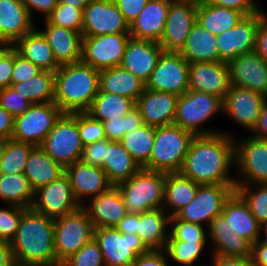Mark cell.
I'll return each instance as SVG.
<instances>
[{"label": "cell", "mask_w": 267, "mask_h": 266, "mask_svg": "<svg viewBox=\"0 0 267 266\" xmlns=\"http://www.w3.org/2000/svg\"><path fill=\"white\" fill-rule=\"evenodd\" d=\"M235 164L234 137L228 132L195 136L181 170L182 175L199 184H236L229 169Z\"/></svg>", "instance_id": "cell-1"}, {"label": "cell", "mask_w": 267, "mask_h": 266, "mask_svg": "<svg viewBox=\"0 0 267 266\" xmlns=\"http://www.w3.org/2000/svg\"><path fill=\"white\" fill-rule=\"evenodd\" d=\"M10 243L15 262L56 266L54 219L32 208L25 209Z\"/></svg>", "instance_id": "cell-2"}, {"label": "cell", "mask_w": 267, "mask_h": 266, "mask_svg": "<svg viewBox=\"0 0 267 266\" xmlns=\"http://www.w3.org/2000/svg\"><path fill=\"white\" fill-rule=\"evenodd\" d=\"M100 71L79 61L55 71L54 103L63 113L86 112L98 94Z\"/></svg>", "instance_id": "cell-3"}, {"label": "cell", "mask_w": 267, "mask_h": 266, "mask_svg": "<svg viewBox=\"0 0 267 266\" xmlns=\"http://www.w3.org/2000/svg\"><path fill=\"white\" fill-rule=\"evenodd\" d=\"M194 137L193 133L175 124L156 127L150 161L143 169L163 173L179 172Z\"/></svg>", "instance_id": "cell-4"}, {"label": "cell", "mask_w": 267, "mask_h": 266, "mask_svg": "<svg viewBox=\"0 0 267 266\" xmlns=\"http://www.w3.org/2000/svg\"><path fill=\"white\" fill-rule=\"evenodd\" d=\"M166 173L141 168L130 179L118 183L127 212L143 213L162 208Z\"/></svg>", "instance_id": "cell-5"}, {"label": "cell", "mask_w": 267, "mask_h": 266, "mask_svg": "<svg viewBox=\"0 0 267 266\" xmlns=\"http://www.w3.org/2000/svg\"><path fill=\"white\" fill-rule=\"evenodd\" d=\"M219 112H223V100L205 92L188 89L178 97L175 125L190 131L195 136L221 133L218 130H207L203 124Z\"/></svg>", "instance_id": "cell-6"}, {"label": "cell", "mask_w": 267, "mask_h": 266, "mask_svg": "<svg viewBox=\"0 0 267 266\" xmlns=\"http://www.w3.org/2000/svg\"><path fill=\"white\" fill-rule=\"evenodd\" d=\"M95 226L80 207L75 212L54 219L56 266L75 254L94 238Z\"/></svg>", "instance_id": "cell-7"}, {"label": "cell", "mask_w": 267, "mask_h": 266, "mask_svg": "<svg viewBox=\"0 0 267 266\" xmlns=\"http://www.w3.org/2000/svg\"><path fill=\"white\" fill-rule=\"evenodd\" d=\"M40 147L63 168L80 160L84 146L78 131V112L63 113Z\"/></svg>", "instance_id": "cell-8"}, {"label": "cell", "mask_w": 267, "mask_h": 266, "mask_svg": "<svg viewBox=\"0 0 267 266\" xmlns=\"http://www.w3.org/2000/svg\"><path fill=\"white\" fill-rule=\"evenodd\" d=\"M240 140L234 139L240 178L235 179L236 185L267 184V139L251 135Z\"/></svg>", "instance_id": "cell-9"}, {"label": "cell", "mask_w": 267, "mask_h": 266, "mask_svg": "<svg viewBox=\"0 0 267 266\" xmlns=\"http://www.w3.org/2000/svg\"><path fill=\"white\" fill-rule=\"evenodd\" d=\"M94 239L105 266H131L139 255L150 251L136 234H123L115 227L95 228Z\"/></svg>", "instance_id": "cell-10"}, {"label": "cell", "mask_w": 267, "mask_h": 266, "mask_svg": "<svg viewBox=\"0 0 267 266\" xmlns=\"http://www.w3.org/2000/svg\"><path fill=\"white\" fill-rule=\"evenodd\" d=\"M62 114L54 102L32 104L22 115L14 118L11 139L41 146Z\"/></svg>", "instance_id": "cell-11"}, {"label": "cell", "mask_w": 267, "mask_h": 266, "mask_svg": "<svg viewBox=\"0 0 267 266\" xmlns=\"http://www.w3.org/2000/svg\"><path fill=\"white\" fill-rule=\"evenodd\" d=\"M236 191V184H200L193 201L175 214L178 219L209 227L221 214L225 202Z\"/></svg>", "instance_id": "cell-12"}, {"label": "cell", "mask_w": 267, "mask_h": 266, "mask_svg": "<svg viewBox=\"0 0 267 266\" xmlns=\"http://www.w3.org/2000/svg\"><path fill=\"white\" fill-rule=\"evenodd\" d=\"M129 33L83 36L81 61L98 71L120 66Z\"/></svg>", "instance_id": "cell-13"}, {"label": "cell", "mask_w": 267, "mask_h": 266, "mask_svg": "<svg viewBox=\"0 0 267 266\" xmlns=\"http://www.w3.org/2000/svg\"><path fill=\"white\" fill-rule=\"evenodd\" d=\"M189 63L179 52H163L145 88L183 95L189 89Z\"/></svg>", "instance_id": "cell-14"}, {"label": "cell", "mask_w": 267, "mask_h": 266, "mask_svg": "<svg viewBox=\"0 0 267 266\" xmlns=\"http://www.w3.org/2000/svg\"><path fill=\"white\" fill-rule=\"evenodd\" d=\"M81 206L75 199L65 172L50 184L34 191L32 209L52 219L75 212Z\"/></svg>", "instance_id": "cell-15"}, {"label": "cell", "mask_w": 267, "mask_h": 266, "mask_svg": "<svg viewBox=\"0 0 267 266\" xmlns=\"http://www.w3.org/2000/svg\"><path fill=\"white\" fill-rule=\"evenodd\" d=\"M129 33V23L114 0H92L83 9L82 36Z\"/></svg>", "instance_id": "cell-16"}, {"label": "cell", "mask_w": 267, "mask_h": 266, "mask_svg": "<svg viewBox=\"0 0 267 266\" xmlns=\"http://www.w3.org/2000/svg\"><path fill=\"white\" fill-rule=\"evenodd\" d=\"M198 3L172 1L168 8L164 33L160 45L165 52H180L185 46L193 24L197 21Z\"/></svg>", "instance_id": "cell-17"}, {"label": "cell", "mask_w": 267, "mask_h": 266, "mask_svg": "<svg viewBox=\"0 0 267 266\" xmlns=\"http://www.w3.org/2000/svg\"><path fill=\"white\" fill-rule=\"evenodd\" d=\"M259 13L244 16L233 28L216 36L220 62L228 63L241 54L254 52Z\"/></svg>", "instance_id": "cell-18"}, {"label": "cell", "mask_w": 267, "mask_h": 266, "mask_svg": "<svg viewBox=\"0 0 267 266\" xmlns=\"http://www.w3.org/2000/svg\"><path fill=\"white\" fill-rule=\"evenodd\" d=\"M265 98L253 90L232 85L223 100V112L253 133L258 126Z\"/></svg>", "instance_id": "cell-19"}, {"label": "cell", "mask_w": 267, "mask_h": 266, "mask_svg": "<svg viewBox=\"0 0 267 266\" xmlns=\"http://www.w3.org/2000/svg\"><path fill=\"white\" fill-rule=\"evenodd\" d=\"M64 172L69 178L73 195L80 206L86 202L85 199L94 198L114 186L101 167L81 160L65 167Z\"/></svg>", "instance_id": "cell-20"}, {"label": "cell", "mask_w": 267, "mask_h": 266, "mask_svg": "<svg viewBox=\"0 0 267 266\" xmlns=\"http://www.w3.org/2000/svg\"><path fill=\"white\" fill-rule=\"evenodd\" d=\"M188 80L189 89L205 92L222 100L232 86L226 62L189 63Z\"/></svg>", "instance_id": "cell-21"}, {"label": "cell", "mask_w": 267, "mask_h": 266, "mask_svg": "<svg viewBox=\"0 0 267 266\" xmlns=\"http://www.w3.org/2000/svg\"><path fill=\"white\" fill-rule=\"evenodd\" d=\"M231 85L267 97V62L255 51L241 54L228 63Z\"/></svg>", "instance_id": "cell-22"}, {"label": "cell", "mask_w": 267, "mask_h": 266, "mask_svg": "<svg viewBox=\"0 0 267 266\" xmlns=\"http://www.w3.org/2000/svg\"><path fill=\"white\" fill-rule=\"evenodd\" d=\"M163 52L157 42L130 37L120 66L146 83Z\"/></svg>", "instance_id": "cell-23"}, {"label": "cell", "mask_w": 267, "mask_h": 266, "mask_svg": "<svg viewBox=\"0 0 267 266\" xmlns=\"http://www.w3.org/2000/svg\"><path fill=\"white\" fill-rule=\"evenodd\" d=\"M178 97L176 94L144 89L136 101L143 124L161 127L174 123Z\"/></svg>", "instance_id": "cell-24"}, {"label": "cell", "mask_w": 267, "mask_h": 266, "mask_svg": "<svg viewBox=\"0 0 267 266\" xmlns=\"http://www.w3.org/2000/svg\"><path fill=\"white\" fill-rule=\"evenodd\" d=\"M89 200L88 205L84 203L81 208L95 228L115 227L128 213L117 186H112L108 191Z\"/></svg>", "instance_id": "cell-25"}, {"label": "cell", "mask_w": 267, "mask_h": 266, "mask_svg": "<svg viewBox=\"0 0 267 266\" xmlns=\"http://www.w3.org/2000/svg\"><path fill=\"white\" fill-rule=\"evenodd\" d=\"M206 232L213 243L210 254L223 257H251L252 244L231 230L222 213L212 219Z\"/></svg>", "instance_id": "cell-26"}, {"label": "cell", "mask_w": 267, "mask_h": 266, "mask_svg": "<svg viewBox=\"0 0 267 266\" xmlns=\"http://www.w3.org/2000/svg\"><path fill=\"white\" fill-rule=\"evenodd\" d=\"M171 2L172 0H149L138 17L129 25L131 38L160 43Z\"/></svg>", "instance_id": "cell-27"}, {"label": "cell", "mask_w": 267, "mask_h": 266, "mask_svg": "<svg viewBox=\"0 0 267 266\" xmlns=\"http://www.w3.org/2000/svg\"><path fill=\"white\" fill-rule=\"evenodd\" d=\"M35 28L21 0H0V43L14 45Z\"/></svg>", "instance_id": "cell-28"}, {"label": "cell", "mask_w": 267, "mask_h": 266, "mask_svg": "<svg viewBox=\"0 0 267 266\" xmlns=\"http://www.w3.org/2000/svg\"><path fill=\"white\" fill-rule=\"evenodd\" d=\"M44 30H40L47 39L55 59L60 65L81 61L82 33L64 27L48 24L44 21Z\"/></svg>", "instance_id": "cell-29"}, {"label": "cell", "mask_w": 267, "mask_h": 266, "mask_svg": "<svg viewBox=\"0 0 267 266\" xmlns=\"http://www.w3.org/2000/svg\"><path fill=\"white\" fill-rule=\"evenodd\" d=\"M222 214L232 231L254 244L261 237L262 226L252 215L248 204L235 191L225 202Z\"/></svg>", "instance_id": "cell-30"}, {"label": "cell", "mask_w": 267, "mask_h": 266, "mask_svg": "<svg viewBox=\"0 0 267 266\" xmlns=\"http://www.w3.org/2000/svg\"><path fill=\"white\" fill-rule=\"evenodd\" d=\"M170 215L163 208L137 213L136 235L149 250H164L169 238Z\"/></svg>", "instance_id": "cell-31"}, {"label": "cell", "mask_w": 267, "mask_h": 266, "mask_svg": "<svg viewBox=\"0 0 267 266\" xmlns=\"http://www.w3.org/2000/svg\"><path fill=\"white\" fill-rule=\"evenodd\" d=\"M188 63L220 62L216 36L196 21L179 52Z\"/></svg>", "instance_id": "cell-32"}, {"label": "cell", "mask_w": 267, "mask_h": 266, "mask_svg": "<svg viewBox=\"0 0 267 266\" xmlns=\"http://www.w3.org/2000/svg\"><path fill=\"white\" fill-rule=\"evenodd\" d=\"M13 48L42 70L55 72L61 66L55 59L52 48L40 29L34 28L19 39Z\"/></svg>", "instance_id": "cell-33"}, {"label": "cell", "mask_w": 267, "mask_h": 266, "mask_svg": "<svg viewBox=\"0 0 267 266\" xmlns=\"http://www.w3.org/2000/svg\"><path fill=\"white\" fill-rule=\"evenodd\" d=\"M100 91L131 98L135 102L145 89V83L121 66L100 71Z\"/></svg>", "instance_id": "cell-34"}, {"label": "cell", "mask_w": 267, "mask_h": 266, "mask_svg": "<svg viewBox=\"0 0 267 266\" xmlns=\"http://www.w3.org/2000/svg\"><path fill=\"white\" fill-rule=\"evenodd\" d=\"M23 173L31 188L36 191L61 176L64 173V168L40 146H35L29 154Z\"/></svg>", "instance_id": "cell-35"}, {"label": "cell", "mask_w": 267, "mask_h": 266, "mask_svg": "<svg viewBox=\"0 0 267 266\" xmlns=\"http://www.w3.org/2000/svg\"><path fill=\"white\" fill-rule=\"evenodd\" d=\"M199 185L180 172L166 173L162 208L166 209L167 213L170 210V216L175 215L194 200ZM166 207H169V210Z\"/></svg>", "instance_id": "cell-36"}, {"label": "cell", "mask_w": 267, "mask_h": 266, "mask_svg": "<svg viewBox=\"0 0 267 266\" xmlns=\"http://www.w3.org/2000/svg\"><path fill=\"white\" fill-rule=\"evenodd\" d=\"M102 169L108 180L116 186L118 183L130 179L141 167L119 141L108 140Z\"/></svg>", "instance_id": "cell-37"}, {"label": "cell", "mask_w": 267, "mask_h": 266, "mask_svg": "<svg viewBox=\"0 0 267 266\" xmlns=\"http://www.w3.org/2000/svg\"><path fill=\"white\" fill-rule=\"evenodd\" d=\"M243 17L241 12L215 6L207 0L198 3L197 21L215 36L233 28Z\"/></svg>", "instance_id": "cell-38"}, {"label": "cell", "mask_w": 267, "mask_h": 266, "mask_svg": "<svg viewBox=\"0 0 267 266\" xmlns=\"http://www.w3.org/2000/svg\"><path fill=\"white\" fill-rule=\"evenodd\" d=\"M135 104L136 102L131 98L99 90L91 107L86 112L103 122L111 118L124 117L135 107Z\"/></svg>", "instance_id": "cell-39"}, {"label": "cell", "mask_w": 267, "mask_h": 266, "mask_svg": "<svg viewBox=\"0 0 267 266\" xmlns=\"http://www.w3.org/2000/svg\"><path fill=\"white\" fill-rule=\"evenodd\" d=\"M0 200L7 205H16L25 209L32 207L34 190L24 173L0 174Z\"/></svg>", "instance_id": "cell-40"}, {"label": "cell", "mask_w": 267, "mask_h": 266, "mask_svg": "<svg viewBox=\"0 0 267 266\" xmlns=\"http://www.w3.org/2000/svg\"><path fill=\"white\" fill-rule=\"evenodd\" d=\"M55 72L43 70L30 80L11 83L21 96L32 104L54 102Z\"/></svg>", "instance_id": "cell-41"}, {"label": "cell", "mask_w": 267, "mask_h": 266, "mask_svg": "<svg viewBox=\"0 0 267 266\" xmlns=\"http://www.w3.org/2000/svg\"><path fill=\"white\" fill-rule=\"evenodd\" d=\"M154 141L155 127L143 124L138 129L125 134L119 142L143 168L150 161Z\"/></svg>", "instance_id": "cell-42"}, {"label": "cell", "mask_w": 267, "mask_h": 266, "mask_svg": "<svg viewBox=\"0 0 267 266\" xmlns=\"http://www.w3.org/2000/svg\"><path fill=\"white\" fill-rule=\"evenodd\" d=\"M34 147L30 143L8 139L0 157V174L23 173L29 154Z\"/></svg>", "instance_id": "cell-43"}, {"label": "cell", "mask_w": 267, "mask_h": 266, "mask_svg": "<svg viewBox=\"0 0 267 266\" xmlns=\"http://www.w3.org/2000/svg\"><path fill=\"white\" fill-rule=\"evenodd\" d=\"M236 192L248 204L256 221L267 226V184L236 185Z\"/></svg>", "instance_id": "cell-44"}, {"label": "cell", "mask_w": 267, "mask_h": 266, "mask_svg": "<svg viewBox=\"0 0 267 266\" xmlns=\"http://www.w3.org/2000/svg\"><path fill=\"white\" fill-rule=\"evenodd\" d=\"M207 241L183 242L167 241L164 251L167 259H172L182 266H197L196 263L201 257ZM169 257V258H168Z\"/></svg>", "instance_id": "cell-45"}, {"label": "cell", "mask_w": 267, "mask_h": 266, "mask_svg": "<svg viewBox=\"0 0 267 266\" xmlns=\"http://www.w3.org/2000/svg\"><path fill=\"white\" fill-rule=\"evenodd\" d=\"M106 138L110 141H120L122 137L143 125L139 109L135 106L124 117L111 118L103 121Z\"/></svg>", "instance_id": "cell-46"}, {"label": "cell", "mask_w": 267, "mask_h": 266, "mask_svg": "<svg viewBox=\"0 0 267 266\" xmlns=\"http://www.w3.org/2000/svg\"><path fill=\"white\" fill-rule=\"evenodd\" d=\"M48 24L64 27L82 33L83 9L58 3L44 19Z\"/></svg>", "instance_id": "cell-47"}, {"label": "cell", "mask_w": 267, "mask_h": 266, "mask_svg": "<svg viewBox=\"0 0 267 266\" xmlns=\"http://www.w3.org/2000/svg\"><path fill=\"white\" fill-rule=\"evenodd\" d=\"M170 231L167 241H207L208 232L202 224H196L188 221L178 219L175 215L170 216Z\"/></svg>", "instance_id": "cell-48"}, {"label": "cell", "mask_w": 267, "mask_h": 266, "mask_svg": "<svg viewBox=\"0 0 267 266\" xmlns=\"http://www.w3.org/2000/svg\"><path fill=\"white\" fill-rule=\"evenodd\" d=\"M61 266H105V263L100 246L93 238L66 259Z\"/></svg>", "instance_id": "cell-49"}, {"label": "cell", "mask_w": 267, "mask_h": 266, "mask_svg": "<svg viewBox=\"0 0 267 266\" xmlns=\"http://www.w3.org/2000/svg\"><path fill=\"white\" fill-rule=\"evenodd\" d=\"M78 131L83 146L106 138L103 123L87 112H78Z\"/></svg>", "instance_id": "cell-50"}, {"label": "cell", "mask_w": 267, "mask_h": 266, "mask_svg": "<svg viewBox=\"0 0 267 266\" xmlns=\"http://www.w3.org/2000/svg\"><path fill=\"white\" fill-rule=\"evenodd\" d=\"M0 209V240L11 242L16 236L25 208L8 205Z\"/></svg>", "instance_id": "cell-51"}, {"label": "cell", "mask_w": 267, "mask_h": 266, "mask_svg": "<svg viewBox=\"0 0 267 266\" xmlns=\"http://www.w3.org/2000/svg\"><path fill=\"white\" fill-rule=\"evenodd\" d=\"M32 105L12 87L0 89V106L14 118L22 115Z\"/></svg>", "instance_id": "cell-52"}, {"label": "cell", "mask_w": 267, "mask_h": 266, "mask_svg": "<svg viewBox=\"0 0 267 266\" xmlns=\"http://www.w3.org/2000/svg\"><path fill=\"white\" fill-rule=\"evenodd\" d=\"M43 70L33 62L24 58L14 49V67L12 71L11 83H18L30 80Z\"/></svg>", "instance_id": "cell-53"}, {"label": "cell", "mask_w": 267, "mask_h": 266, "mask_svg": "<svg viewBox=\"0 0 267 266\" xmlns=\"http://www.w3.org/2000/svg\"><path fill=\"white\" fill-rule=\"evenodd\" d=\"M14 67V48L12 44L0 43V89L11 86Z\"/></svg>", "instance_id": "cell-54"}, {"label": "cell", "mask_w": 267, "mask_h": 266, "mask_svg": "<svg viewBox=\"0 0 267 266\" xmlns=\"http://www.w3.org/2000/svg\"><path fill=\"white\" fill-rule=\"evenodd\" d=\"M106 148H108L107 138L87 144L82 149L80 160L87 164L102 168L103 161L105 159Z\"/></svg>", "instance_id": "cell-55"}, {"label": "cell", "mask_w": 267, "mask_h": 266, "mask_svg": "<svg viewBox=\"0 0 267 266\" xmlns=\"http://www.w3.org/2000/svg\"><path fill=\"white\" fill-rule=\"evenodd\" d=\"M209 3L218 6L236 10L244 16L259 13L261 8L254 0H207Z\"/></svg>", "instance_id": "cell-56"}, {"label": "cell", "mask_w": 267, "mask_h": 266, "mask_svg": "<svg viewBox=\"0 0 267 266\" xmlns=\"http://www.w3.org/2000/svg\"><path fill=\"white\" fill-rule=\"evenodd\" d=\"M114 2L130 25L138 17L149 0H114Z\"/></svg>", "instance_id": "cell-57"}, {"label": "cell", "mask_w": 267, "mask_h": 266, "mask_svg": "<svg viewBox=\"0 0 267 266\" xmlns=\"http://www.w3.org/2000/svg\"><path fill=\"white\" fill-rule=\"evenodd\" d=\"M259 12L255 52L267 62V13Z\"/></svg>", "instance_id": "cell-58"}, {"label": "cell", "mask_w": 267, "mask_h": 266, "mask_svg": "<svg viewBox=\"0 0 267 266\" xmlns=\"http://www.w3.org/2000/svg\"><path fill=\"white\" fill-rule=\"evenodd\" d=\"M168 259L164 250H150L141 254L131 264V266H169Z\"/></svg>", "instance_id": "cell-59"}, {"label": "cell", "mask_w": 267, "mask_h": 266, "mask_svg": "<svg viewBox=\"0 0 267 266\" xmlns=\"http://www.w3.org/2000/svg\"><path fill=\"white\" fill-rule=\"evenodd\" d=\"M24 6L33 17L32 11H39L43 13L44 19L46 16L58 5V0H21Z\"/></svg>", "instance_id": "cell-60"}, {"label": "cell", "mask_w": 267, "mask_h": 266, "mask_svg": "<svg viewBox=\"0 0 267 266\" xmlns=\"http://www.w3.org/2000/svg\"><path fill=\"white\" fill-rule=\"evenodd\" d=\"M211 266H253L251 257H223L211 255Z\"/></svg>", "instance_id": "cell-61"}, {"label": "cell", "mask_w": 267, "mask_h": 266, "mask_svg": "<svg viewBox=\"0 0 267 266\" xmlns=\"http://www.w3.org/2000/svg\"><path fill=\"white\" fill-rule=\"evenodd\" d=\"M14 130V117L0 106V138L11 139Z\"/></svg>", "instance_id": "cell-62"}, {"label": "cell", "mask_w": 267, "mask_h": 266, "mask_svg": "<svg viewBox=\"0 0 267 266\" xmlns=\"http://www.w3.org/2000/svg\"><path fill=\"white\" fill-rule=\"evenodd\" d=\"M251 259L253 266H267V244L261 239L252 244Z\"/></svg>", "instance_id": "cell-63"}, {"label": "cell", "mask_w": 267, "mask_h": 266, "mask_svg": "<svg viewBox=\"0 0 267 266\" xmlns=\"http://www.w3.org/2000/svg\"><path fill=\"white\" fill-rule=\"evenodd\" d=\"M123 234L137 233V213L128 212L127 215L115 226Z\"/></svg>", "instance_id": "cell-64"}, {"label": "cell", "mask_w": 267, "mask_h": 266, "mask_svg": "<svg viewBox=\"0 0 267 266\" xmlns=\"http://www.w3.org/2000/svg\"><path fill=\"white\" fill-rule=\"evenodd\" d=\"M14 263L11 243L0 240V266H13Z\"/></svg>", "instance_id": "cell-65"}, {"label": "cell", "mask_w": 267, "mask_h": 266, "mask_svg": "<svg viewBox=\"0 0 267 266\" xmlns=\"http://www.w3.org/2000/svg\"><path fill=\"white\" fill-rule=\"evenodd\" d=\"M253 135L267 139V106L265 104L263 105L259 123L257 128L254 130Z\"/></svg>", "instance_id": "cell-66"}, {"label": "cell", "mask_w": 267, "mask_h": 266, "mask_svg": "<svg viewBox=\"0 0 267 266\" xmlns=\"http://www.w3.org/2000/svg\"><path fill=\"white\" fill-rule=\"evenodd\" d=\"M59 3L69 4L70 6L84 9L92 0H58Z\"/></svg>", "instance_id": "cell-67"}, {"label": "cell", "mask_w": 267, "mask_h": 266, "mask_svg": "<svg viewBox=\"0 0 267 266\" xmlns=\"http://www.w3.org/2000/svg\"><path fill=\"white\" fill-rule=\"evenodd\" d=\"M8 139L0 138V157L2 156L5 144Z\"/></svg>", "instance_id": "cell-68"}, {"label": "cell", "mask_w": 267, "mask_h": 266, "mask_svg": "<svg viewBox=\"0 0 267 266\" xmlns=\"http://www.w3.org/2000/svg\"><path fill=\"white\" fill-rule=\"evenodd\" d=\"M261 230L264 231L265 238L263 239V238L261 237L260 239H261V241H262L263 243L267 244V226L262 227ZM262 239H263V240H262Z\"/></svg>", "instance_id": "cell-69"}, {"label": "cell", "mask_w": 267, "mask_h": 266, "mask_svg": "<svg viewBox=\"0 0 267 266\" xmlns=\"http://www.w3.org/2000/svg\"><path fill=\"white\" fill-rule=\"evenodd\" d=\"M13 266H43V265H39V264H22V263L15 262L13 264Z\"/></svg>", "instance_id": "cell-70"}, {"label": "cell", "mask_w": 267, "mask_h": 266, "mask_svg": "<svg viewBox=\"0 0 267 266\" xmlns=\"http://www.w3.org/2000/svg\"><path fill=\"white\" fill-rule=\"evenodd\" d=\"M172 1H192V2H197L199 3L202 0H172Z\"/></svg>", "instance_id": "cell-71"}, {"label": "cell", "mask_w": 267, "mask_h": 266, "mask_svg": "<svg viewBox=\"0 0 267 266\" xmlns=\"http://www.w3.org/2000/svg\"><path fill=\"white\" fill-rule=\"evenodd\" d=\"M264 104L267 106V97L265 98V103Z\"/></svg>", "instance_id": "cell-72"}]
</instances>
